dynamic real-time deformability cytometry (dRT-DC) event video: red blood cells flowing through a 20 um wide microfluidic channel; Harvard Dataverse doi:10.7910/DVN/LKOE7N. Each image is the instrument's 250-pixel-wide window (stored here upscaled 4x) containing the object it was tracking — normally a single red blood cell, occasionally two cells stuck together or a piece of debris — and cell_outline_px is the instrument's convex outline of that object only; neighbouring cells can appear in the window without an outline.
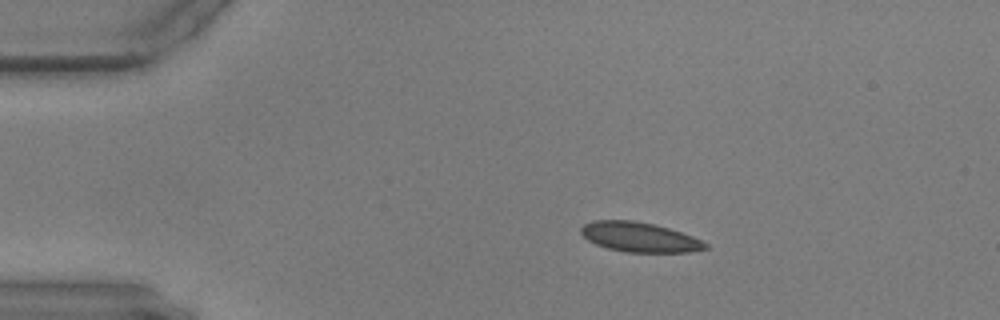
{"species": "common noctule bat (a hibernating species)", "species_latin": "Nyctalus noctula", "temperature_condition": "warm", "stored_images_in_passage": 6, "camera_frame_rate_fps": 3000, "um_per_image_px": 0.085, "animal": {"sex": "male", "body_mass_g": 17.9, "forearm_length_mm": 54.2}, "frame": {"image": 1, "passage_image": 1, "time_ms": 0.0, "image_size_px": [1000, 320], "cell_outline_px": [[708, 248], [688, 252], [624, 252], [608, 248], [596, 244], [588, 240], [580, 232], [580, 228], [584, 224], [592, 220], [632, 220], [652, 224], [668, 228], [692, 236], [708, 244]], "centroid_in_image_um": [54.33, 20.15], "position_along_channel_um": 30.7, "area_um2": 21.39}}